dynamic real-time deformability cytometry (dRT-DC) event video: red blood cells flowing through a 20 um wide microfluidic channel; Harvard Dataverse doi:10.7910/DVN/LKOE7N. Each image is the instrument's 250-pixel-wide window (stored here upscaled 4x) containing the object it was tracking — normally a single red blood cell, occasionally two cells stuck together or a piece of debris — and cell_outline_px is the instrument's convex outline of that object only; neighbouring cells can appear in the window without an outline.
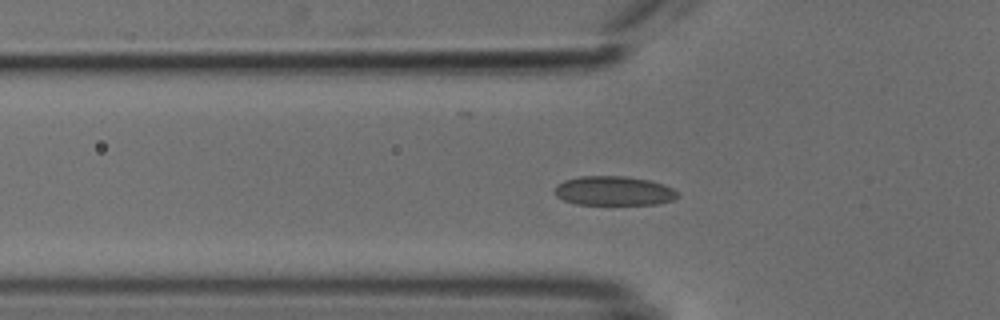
{"species": "common noctule bat (a hibernating species)", "species_latin": "Nyctalus noctula", "temperature_condition": "cold", "stored_images_in_passage": 54, "segment_of_instrument_passage": [1, 2], "camera_frame_rate_fps": 3000, "um_per_image_px": 0.085, "animal": {"sex": "male", "body_mass_g": 18.8}, "frame": {"image": 1, "passage_image": 18, "time_ms": 5.667, "image_size_px": [1000, 320], "cell_outline_px": [[680, 196], [672, 200], [660, 204], [576, 204], [564, 200], [556, 196], [556, 184], [564, 180], [580, 176], [624, 176], [652, 180], [664, 184], [680, 192]], "centroid_in_image_um": [52.23, 16.22], "position_along_channel_um": 73.6, "area_um2": 21.15}}
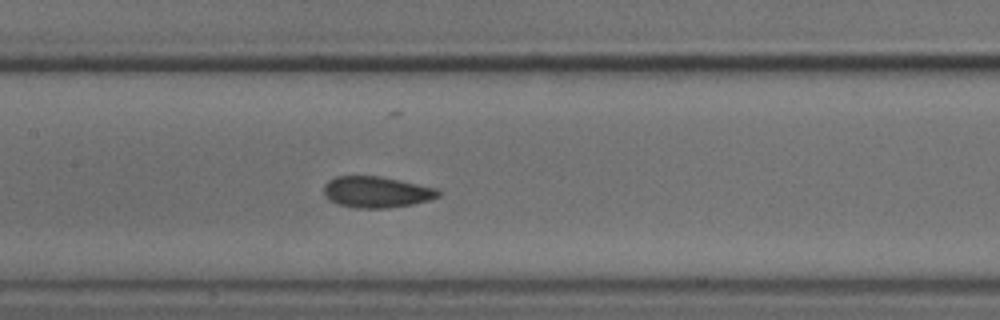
{"frame": {"image": 2, "passage_image": 26, "time_ms": 8.333, "image_size_px": [1000, 320], "cell_outline_px": [[440, 196], [428, 200], [412, 204], [388, 208], [356, 208], [336, 204], [328, 200], [324, 196], [324, 184], [328, 180], [336, 176], [380, 176], [400, 180], [436, 188], [440, 192]], "centroid_in_image_um": [31.96, 16.32], "position_along_channel_um": 175.4, "area_um2": 20.92}}
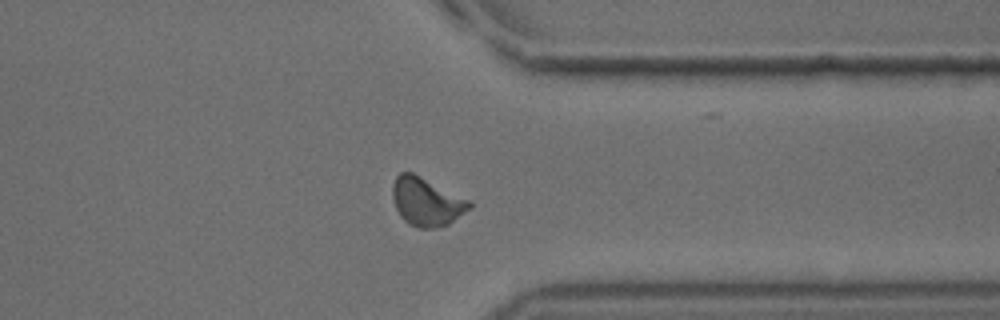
{"frame": {"image": 3, "passage_image": 42, "time_ms": 13.667, "image_size_px": [1000, 320], "cell_outline_px": [[472, 208], [448, 224], [436, 228], [416, 228], [408, 224], [400, 216], [396, 208], [392, 196], [392, 188], [396, 176], [400, 172], [412, 172], [472, 200]], "centroid_in_image_um": [36.28, 17.15], "position_along_channel_um": 375.1, "area_um2": 21.91}}